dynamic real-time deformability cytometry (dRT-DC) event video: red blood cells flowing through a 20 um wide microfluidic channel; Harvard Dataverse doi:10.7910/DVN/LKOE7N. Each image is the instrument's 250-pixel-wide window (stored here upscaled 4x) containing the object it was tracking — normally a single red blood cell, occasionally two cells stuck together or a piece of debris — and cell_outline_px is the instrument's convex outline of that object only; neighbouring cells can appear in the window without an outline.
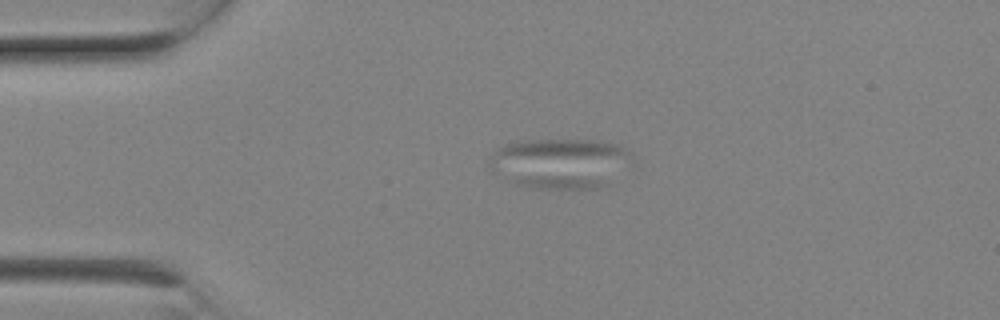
{"species": "Egyptian fruit bat (a non-hibernating species)", "species_latin": "Rousettus aegyptiacus", "temperature_condition": "room temperature", "stored_images_in_passage": 9, "camera_frame_rate_fps": 3000, "um_per_image_px": 0.085, "animal": {"sex": "female"}, "frame": {"image": 1, "passage_image": 6, "time_ms": 1.667, "image_size_px": [1000, 320], "cell_outline_px": [[636, 160], [632, 164], [608, 184], [600, 188], [532, 188], [516, 184], [504, 180], [492, 172], [488, 164], [488, 160], [496, 148], [504, 144], [520, 140], [592, 140], [620, 144]], "centroid_in_image_um": [47.6, 13.87], "position_along_channel_um": 37.4, "area_um2": 42.48}}
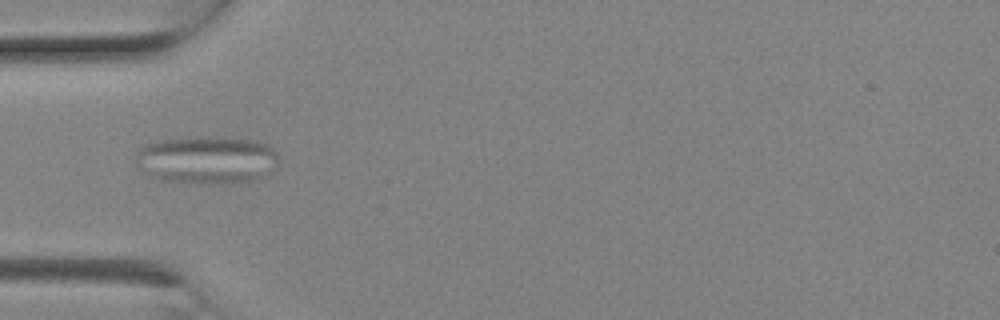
{"frame": {"image": 2, "passage_image": 8, "time_ms": 2.333, "image_size_px": [1000, 320], "cell_outline_px": [[276, 168], [268, 176], [256, 180], [236, 184], [200, 184], [160, 180], [144, 176], [132, 160], [136, 152], [140, 148], [148, 144], [160, 140], [204, 136], [256, 140], [268, 144], [276, 152]], "centroid_in_image_um": [17.55, 13.63], "position_along_channel_um": 67.5, "area_um2": 41.1}}